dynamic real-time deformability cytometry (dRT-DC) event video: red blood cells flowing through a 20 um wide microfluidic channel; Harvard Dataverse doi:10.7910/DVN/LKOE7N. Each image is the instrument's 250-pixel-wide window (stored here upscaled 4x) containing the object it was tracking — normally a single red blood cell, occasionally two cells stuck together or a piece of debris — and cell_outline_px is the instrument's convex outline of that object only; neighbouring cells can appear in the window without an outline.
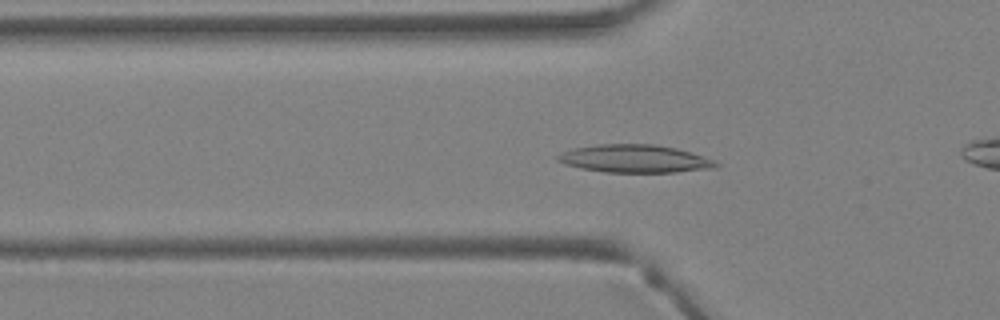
{"species": "Egyptian fruit bat (a non-hibernating species)", "species_latin": "Rousettus aegyptiacus", "temperature_condition": "warm", "stored_images_in_passage": 29, "camera_frame_rate_fps": 3000, "um_per_image_px": 0.085, "animal": {"sex": "female"}, "frame": {"image": 1, "passage_image": 10, "time_ms": 3.0, "image_size_px": [1000, 320], "cell_outline_px": [[720, 164], [716, 168], [676, 172], [604, 172], [580, 168], [564, 164], [556, 160], [556, 156], [560, 152], [572, 148], [596, 144], [656, 144], [676, 148], [712, 160]], "centroid_in_image_um": [53.88, 13.49], "position_along_channel_um": 71.9, "area_um2": 25.72}}
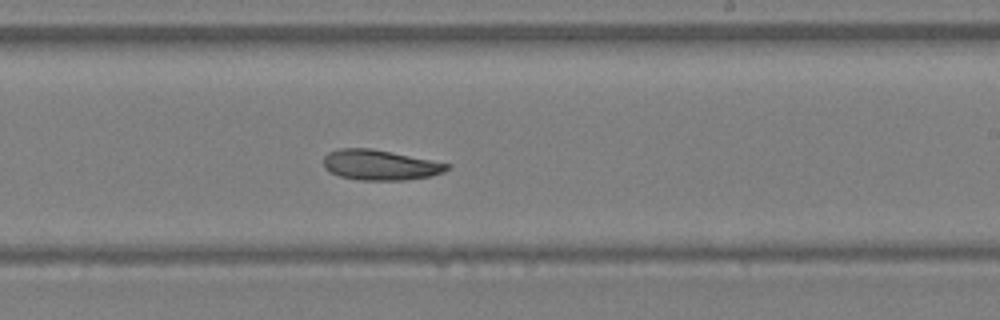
{"frame": {"image": 2, "passage_image": 21, "time_ms": 6.667, "image_size_px": [1000, 320], "cell_outline_px": [[452, 168], [444, 172], [432, 176], [404, 180], [360, 180], [340, 176], [324, 168], [324, 156], [328, 152], [340, 148], [372, 148], [452, 164]], "centroid_in_image_um": [32.35, 14.02], "position_along_channel_um": 256.7, "area_um2": 21.91}}
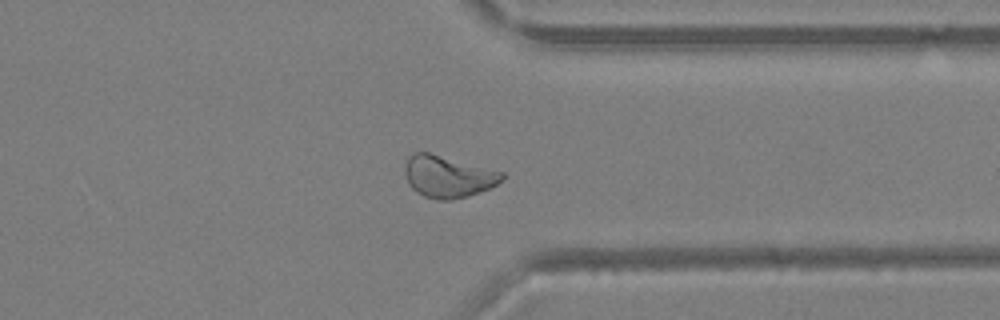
{"frame": {"image": 3, "passage_image": 28, "time_ms": 9.0, "image_size_px": [1000, 320], "cell_outline_px": [[504, 180], [488, 188], [468, 196], [452, 200], [436, 200], [424, 196], [416, 192], [408, 184], [404, 172], [404, 168], [408, 156], [412, 152], [428, 152], [504, 172]], "centroid_in_image_um": [38.04, 15.01], "position_along_channel_um": 373.4, "area_um2": 23.76}}